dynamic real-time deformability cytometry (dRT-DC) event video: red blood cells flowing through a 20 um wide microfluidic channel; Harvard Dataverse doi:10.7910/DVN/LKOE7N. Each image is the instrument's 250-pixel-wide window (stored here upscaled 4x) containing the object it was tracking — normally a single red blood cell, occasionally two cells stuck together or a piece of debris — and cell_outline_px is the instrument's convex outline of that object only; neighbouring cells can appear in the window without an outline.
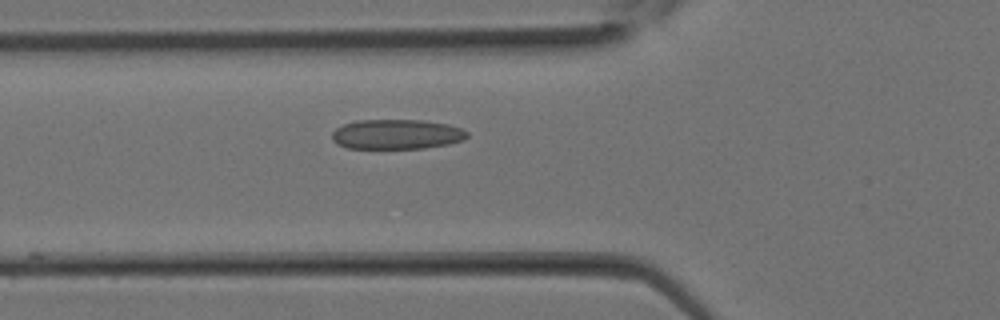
{"species": "Egyptian fruit bat (a non-hibernating species)", "species_latin": "Rousettus aegyptiacus", "temperature_condition": "room temperature", "stored_images_in_passage": 10, "camera_frame_rate_fps": 3000, "um_per_image_px": 0.085, "animal": {"sex": "female"}, "frame": {"image": 1, "passage_image": 6, "time_ms": 1.667, "image_size_px": [1000, 320], "cell_outline_px": [[468, 136], [464, 140], [448, 144], [424, 148], [348, 148], [336, 144], [332, 140], [332, 132], [336, 128], [344, 124], [356, 120], [420, 120], [448, 124], [460, 128], [468, 132]], "centroid_in_image_um": [33.7, 11.41], "position_along_channel_um": 92.1, "area_um2": 23.52}}
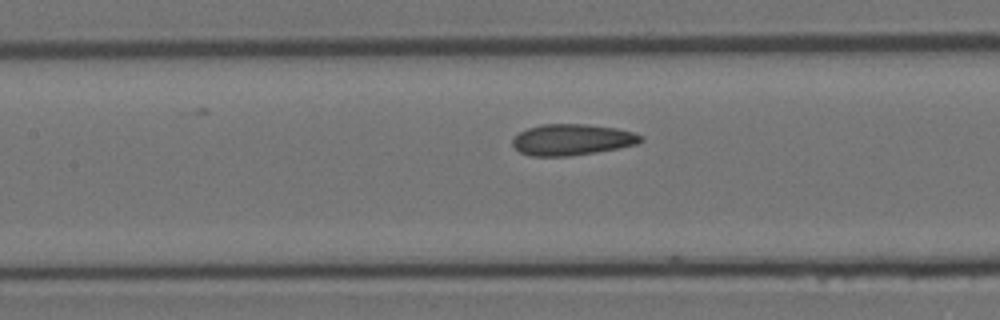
{"frame": {"image": 2, "passage_image": 9, "time_ms": 2.667, "image_size_px": [1000, 320], "cell_outline_px": [[644, 140], [636, 144], [616, 148], [568, 156], [532, 156], [520, 152], [512, 144], [512, 140], [520, 132], [528, 128], [540, 124], [588, 124], [616, 128], [632, 132], [640, 136]], "centroid_in_image_um": [48.59, 11.86], "position_along_channel_um": 158.8, "area_um2": 22.95}}